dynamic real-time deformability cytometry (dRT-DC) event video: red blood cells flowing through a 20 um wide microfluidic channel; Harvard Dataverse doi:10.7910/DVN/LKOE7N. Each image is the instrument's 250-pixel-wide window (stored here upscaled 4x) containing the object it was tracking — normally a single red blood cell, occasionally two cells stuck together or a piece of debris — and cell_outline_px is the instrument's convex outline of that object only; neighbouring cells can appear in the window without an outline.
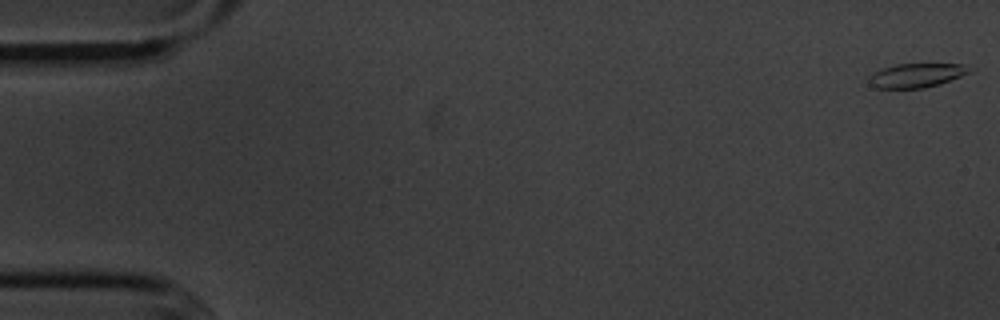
{"species": "common noctule bat (a hibernating species)", "species_latin": "Nyctalus noctula", "temperature_condition": "cold", "stored_images_in_passage": 56, "camera_frame_rate_fps": 3000, "um_per_image_px": 0.085, "animal": {"sex": "male", "body_mass_g": 20.1, "forearm_length_mm": 53.5}, "frame": {"image": 1, "passage_image": 1, "time_ms": 0.0, "image_size_px": [1000, 320], "cell_outline_px": [[976, 68], [960, 76], [940, 84], [924, 88], [876, 88], [868, 84], [868, 80], [872, 72], [896, 64], [964, 64]], "centroid_in_image_um": [77.9, 6.4], "position_along_channel_um": 7.1, "area_um2": 14.16}}
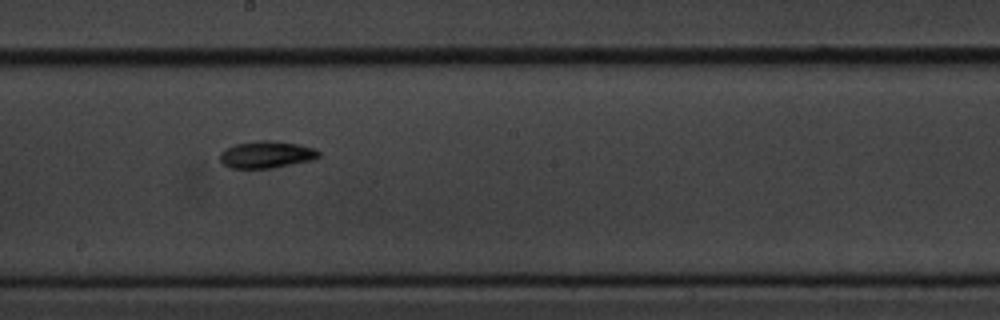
{"frame": {"image": 2, "passage_image": 31, "time_ms": 10.0, "image_size_px": [1000, 320], "cell_outline_px": [[320, 156], [312, 160], [272, 168], [232, 168], [224, 164], [220, 160], [220, 152], [224, 148], [236, 144], [260, 140], [268, 140], [300, 144], [316, 148], [320, 152]], "centroid_in_image_um": [22.67, 13.13], "position_along_channel_um": 225.5, "area_um2": 15.61}}
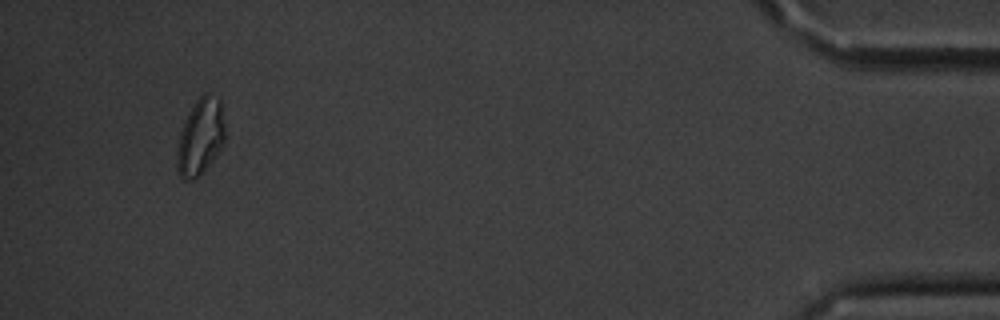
{"frame": {"image": 3, "passage_image": 53, "time_ms": 17.333, "image_size_px": [1000, 320], "cell_outline_px": [[224, 144], [200, 176], [192, 180], [184, 180], [180, 176], [176, 168], [176, 152], [180, 132], [184, 120], [188, 112], [196, 100], [204, 92], [208, 92], [220, 100], [224, 124]], "centroid_in_image_um": [17.01, 11.64], "position_along_channel_um": 418.2, "area_um2": 21.56}, "authors_computed_cell_mechanics": {"area_um2": 15.028, "velocity_mm_per_s": 3.5987, "shape_relaxation_time_tau1_ms": 4.6235, "shape_relaxation_time_tau2_ms": 8.9204, "deformation_change_tau1": 0.1168, "deformation_change_tau2": 0.1287}}